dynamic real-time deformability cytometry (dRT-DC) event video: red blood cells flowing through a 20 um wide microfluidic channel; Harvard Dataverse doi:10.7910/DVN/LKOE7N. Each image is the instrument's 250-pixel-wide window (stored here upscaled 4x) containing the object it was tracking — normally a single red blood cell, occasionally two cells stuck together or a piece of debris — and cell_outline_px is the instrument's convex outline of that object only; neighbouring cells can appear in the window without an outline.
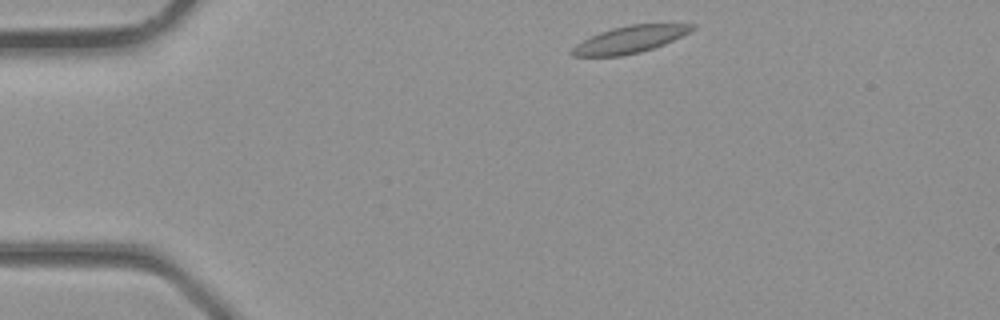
{"species": "common noctule bat (a hibernating species)", "species_latin": "Nyctalus noctula", "temperature_condition": "room temperature", "stored_images_in_passage": 2, "camera_frame_rate_fps": 3000, "um_per_image_px": 0.085, "animal": {"sex": "male", "body_mass_g": 23.1, "forearm_length_mm": 52.7}, "frame": {"image": 1, "passage_image": 1, "time_ms": 0.0, "image_size_px": [1000, 320], "cell_outline_px": [[696, 28], [664, 44], [640, 52], [620, 56], [572, 56], [568, 52], [576, 44], [600, 32], [612, 28], [632, 24], [696, 24]], "centroid_in_image_um": [53.51, 3.36], "position_along_channel_um": 31.5, "area_um2": 18.61}}